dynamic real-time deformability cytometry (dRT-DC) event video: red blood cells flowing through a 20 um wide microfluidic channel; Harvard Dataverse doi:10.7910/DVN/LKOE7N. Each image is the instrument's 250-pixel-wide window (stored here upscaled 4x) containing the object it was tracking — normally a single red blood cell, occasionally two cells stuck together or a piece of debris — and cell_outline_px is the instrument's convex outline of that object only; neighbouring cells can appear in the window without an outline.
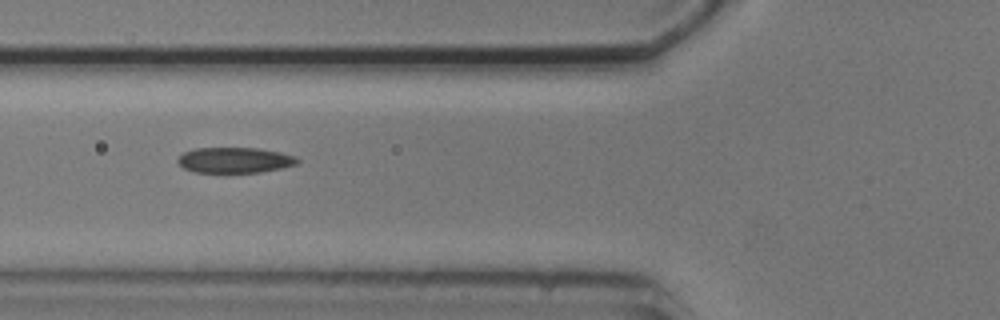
{"species": "common noctule bat (a hibernating species)", "species_latin": "Nyctalus noctula", "temperature_condition": "cold", "stored_images_in_passage": 6, "camera_frame_rate_fps": 3000, "um_per_image_px": 0.085, "animal": {"sex": "male", "body_mass_g": 20.5, "forearm_length_mm": 52.5}, "frame": {"image": 1, "passage_image": 3, "time_ms": 2.333, "image_size_px": [1000, 320], "cell_outline_px": [[300, 160], [296, 164], [280, 168], [260, 172], [196, 172], [184, 168], [176, 160], [184, 152], [196, 148], [260, 148], [280, 152], [296, 156]], "centroid_in_image_um": [19.97, 13.6], "position_along_channel_um": 105.8, "area_um2": 17.69}}
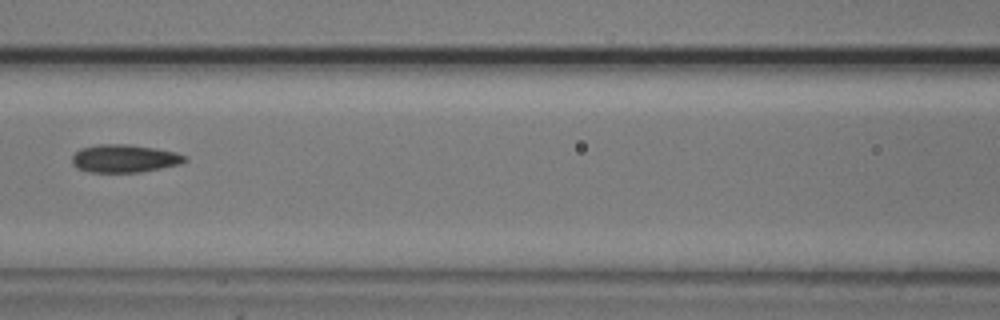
{"frame": {"image": 2, "passage_image": 4, "time_ms": 3.667, "image_size_px": [1000, 320], "cell_outline_px": [[188, 160], [180, 164], [140, 172], [88, 172], [76, 168], [72, 164], [72, 156], [80, 148], [100, 144], [128, 144], [156, 148], [176, 152], [188, 156]], "centroid_in_image_um": [10.58, 13.47], "position_along_channel_um": 156.0, "area_um2": 18.5}}